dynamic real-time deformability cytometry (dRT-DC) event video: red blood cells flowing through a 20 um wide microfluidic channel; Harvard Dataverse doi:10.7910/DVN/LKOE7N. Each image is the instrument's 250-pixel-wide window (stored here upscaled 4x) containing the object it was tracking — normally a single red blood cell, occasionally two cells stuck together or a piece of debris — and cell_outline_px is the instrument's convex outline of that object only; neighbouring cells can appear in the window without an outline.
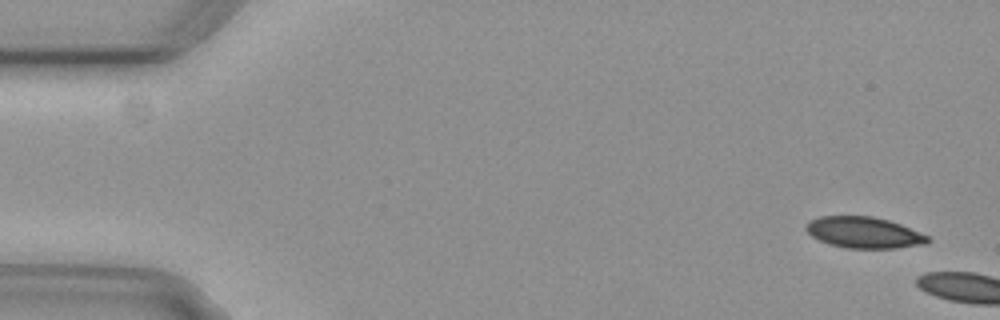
{"species": "common noctule bat (a hibernating species)", "species_latin": "Nyctalus noctula", "temperature_condition": "cold", "stored_images_in_passage": 2, "camera_frame_rate_fps": 3000, "um_per_image_px": 0.085, "animal": {"sex": "female", "body_mass_g": 29.2, "forearm_length_mm": 56.3}, "frame": {"image": 1, "passage_image": 1, "time_ms": 0.0, "image_size_px": [1000, 320], "cell_outline_px": [[932, 240], [928, 244], [896, 248], [844, 248], [828, 244], [812, 236], [804, 228], [808, 220], [820, 216], [872, 216], [888, 220], [900, 224], [928, 236]], "centroid_in_image_um": [73.43, 19.77], "position_along_channel_um": 11.6, "area_um2": 22.25}}